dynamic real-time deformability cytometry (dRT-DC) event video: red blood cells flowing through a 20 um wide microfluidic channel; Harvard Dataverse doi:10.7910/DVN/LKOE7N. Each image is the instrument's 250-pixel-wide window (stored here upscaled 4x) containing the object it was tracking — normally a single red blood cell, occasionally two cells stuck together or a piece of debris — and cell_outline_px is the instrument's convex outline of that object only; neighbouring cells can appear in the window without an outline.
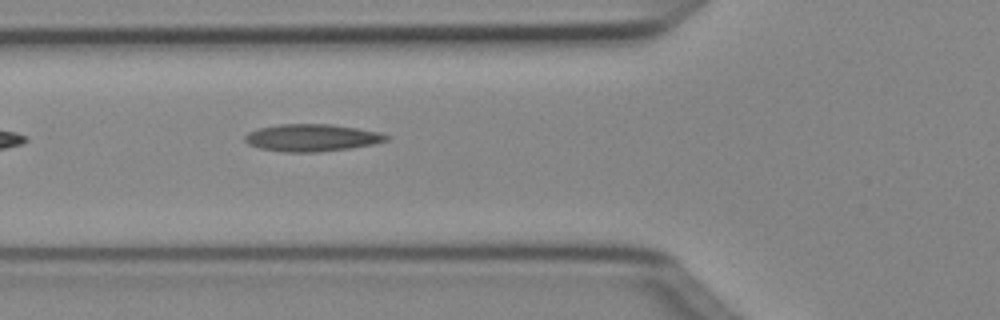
{"species": "Egyptian fruit bat (a non-hibernating species)", "species_latin": "Rousettus aegyptiacus", "temperature_condition": "cold", "stored_images_in_passage": 3, "camera_frame_rate_fps": 3000, "um_per_image_px": 0.085, "animal": {"sex": "female"}, "frame": {"image": 1, "passage_image": 3, "time_ms": 0.667, "image_size_px": [1000, 320], "cell_outline_px": [[388, 140], [372, 144], [352, 148], [316, 152], [284, 152], [260, 148], [248, 144], [244, 140], [244, 136], [248, 132], [260, 128], [280, 124], [328, 124], [356, 128], [380, 132], [388, 136]], "centroid_in_image_um": [26.48, 11.71], "position_along_channel_um": 99.3, "area_um2": 22.31}}